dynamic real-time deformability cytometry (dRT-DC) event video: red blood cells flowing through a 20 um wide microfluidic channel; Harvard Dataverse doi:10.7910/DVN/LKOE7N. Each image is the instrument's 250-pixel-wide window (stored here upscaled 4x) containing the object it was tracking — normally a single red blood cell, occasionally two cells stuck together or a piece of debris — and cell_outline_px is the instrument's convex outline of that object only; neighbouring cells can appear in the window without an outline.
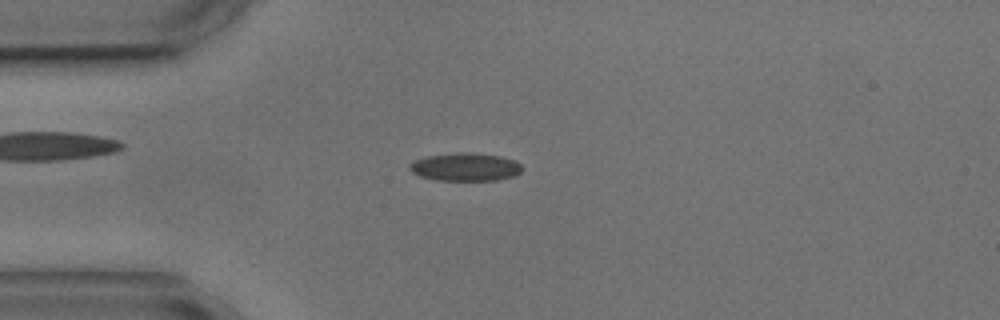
{"species": "common noctule bat (a hibernating species)", "species_latin": "Nyctalus noctula", "temperature_condition": "cold", "stored_images_in_passage": 4, "camera_frame_rate_fps": 3000, "um_per_image_px": 0.085, "animal": {"sex": "male", "body_mass_g": 17.9, "forearm_length_mm": 54.2}, "frame": {"image": 1, "passage_image": 3, "time_ms": 2.667, "image_size_px": [1000, 320], "cell_outline_px": [[520, 172], [516, 176], [496, 180], [436, 180], [420, 176], [412, 172], [408, 168], [408, 164], [416, 160], [428, 156], [456, 152], [468, 152], [500, 156], [516, 160], [520, 164]], "centroid_in_image_um": [39.55, 14.19], "position_along_channel_um": 45.5, "area_um2": 18.38}}
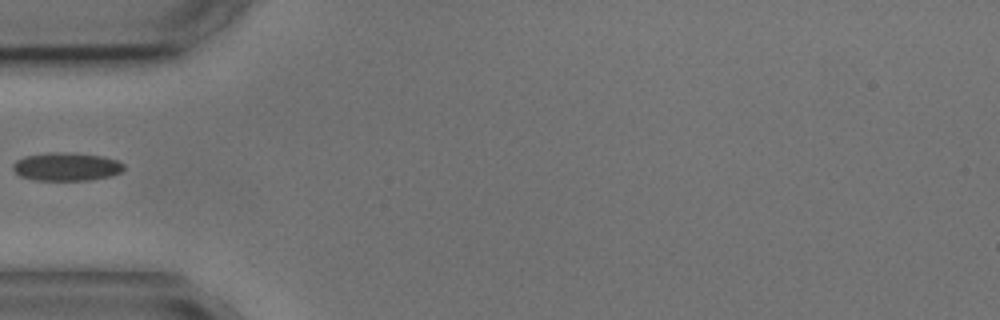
{"frame": {"image": 2, "passage_image": 4, "time_ms": 4.0, "image_size_px": [1000, 320], "cell_outline_px": [[124, 168], [120, 172], [112, 176], [88, 180], [36, 180], [20, 176], [12, 168], [12, 164], [16, 160], [24, 156], [48, 152], [68, 152], [104, 156], [116, 160], [124, 164]], "centroid_in_image_um": [5.64, 14.16], "position_along_channel_um": 79.4, "area_um2": 18.38}}